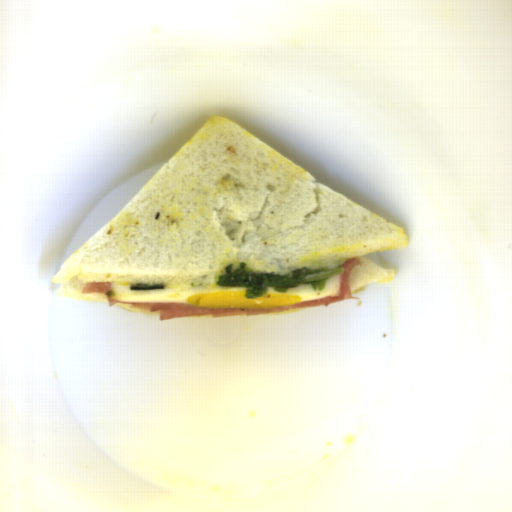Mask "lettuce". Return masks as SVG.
I'll list each match as a JSON object with an SVG mask.
<instances>
[{"label": "lettuce", "instance_id": "1", "mask_svg": "<svg viewBox=\"0 0 512 512\" xmlns=\"http://www.w3.org/2000/svg\"><path fill=\"white\" fill-rule=\"evenodd\" d=\"M345 270L334 267L326 270L310 271L309 267H300L290 275L280 276L255 272L250 270L248 264L239 262L227 265L225 272L219 276L217 287H238L246 292L247 300H255L264 296L268 289H274L279 294H286L289 288L309 284L314 291H323L330 278L344 275Z\"/></svg>", "mask_w": 512, "mask_h": 512}]
</instances>
